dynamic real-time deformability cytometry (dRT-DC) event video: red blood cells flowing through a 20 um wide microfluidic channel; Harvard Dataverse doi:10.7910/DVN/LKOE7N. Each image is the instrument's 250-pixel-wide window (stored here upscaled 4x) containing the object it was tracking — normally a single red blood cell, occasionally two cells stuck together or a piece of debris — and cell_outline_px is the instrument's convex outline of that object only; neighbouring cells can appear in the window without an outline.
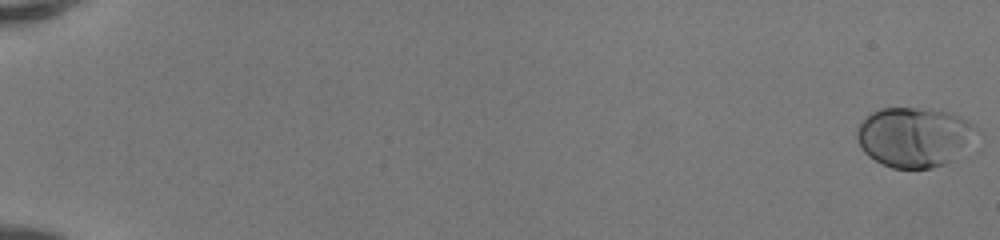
{"species": "human", "species_latin": "Homo sapiens", "temperature_condition": "room temperature", "stored_images_in_passage": 51, "camera_frame_rate_fps": 3000, "um_per_image_px": 0.085, "donor": {"sex": "female"}, "frame": {"image": 1, "passage_image": 1, "time_ms": 0.0, "image_size_px": [1000, 240], "cell_outline_px": [[980, 132], [956, 160], [932, 168], [892, 168], [868, 156], [860, 148], [856, 140], [856, 128], [864, 116], [880, 108], [932, 108], [948, 112], [960, 116], [976, 124]], "centroid_in_image_um": [77.74, 11.63], "position_along_channel_um": 7.3, "area_um2": 42.6}}
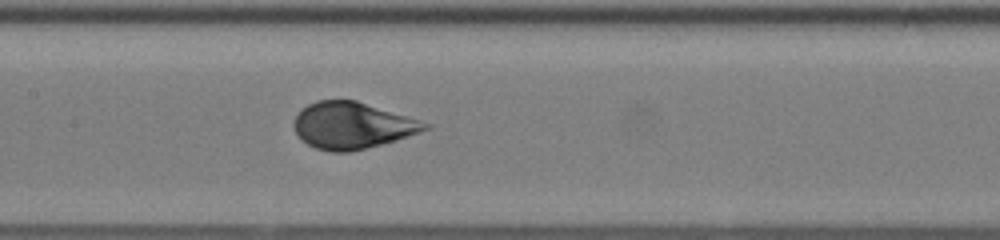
{"frame": {"image": 2, "passage_image": 28, "time_ms": 9.0, "image_size_px": [1000, 240], "cell_outline_px": [[432, 128], [396, 140], [348, 152], [332, 152], [316, 148], [308, 144], [296, 132], [292, 124], [296, 116], [308, 104], [316, 100], [356, 100], [420, 120], [432, 124]], "centroid_in_image_um": [29.96, 10.66], "position_along_channel_um": 177.4, "area_um2": 35.26}}
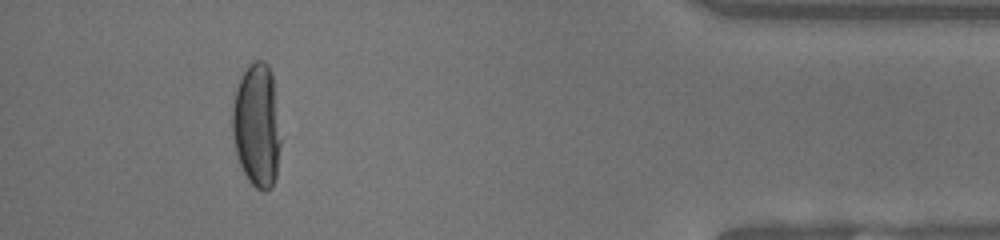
{"frame": {"image": 3, "passage_image": 48, "time_ms": 15.667, "image_size_px": [1000, 240], "cell_outline_px": [[280, 144], [276, 176], [272, 188], [264, 192], [256, 188], [248, 180], [240, 164], [236, 152], [232, 136], [232, 108], [236, 88], [244, 72], [256, 60], [264, 60], [268, 64], [272, 72], [280, 140]], "centroid_in_image_um": [21.82, 10.69], "position_along_channel_um": 413.4, "area_um2": 34.62}, "authors_computed_cell_mechanics": {"area_um2": 36.7608, "velocity_mm_per_s": 4.1827, "shape_relaxation_time_tau1_ms": 4.1268, "shape_relaxation_time_tau2_ms": null, "deformation_change_tau1": 0.1904, "deformation_change_tau2": null}}